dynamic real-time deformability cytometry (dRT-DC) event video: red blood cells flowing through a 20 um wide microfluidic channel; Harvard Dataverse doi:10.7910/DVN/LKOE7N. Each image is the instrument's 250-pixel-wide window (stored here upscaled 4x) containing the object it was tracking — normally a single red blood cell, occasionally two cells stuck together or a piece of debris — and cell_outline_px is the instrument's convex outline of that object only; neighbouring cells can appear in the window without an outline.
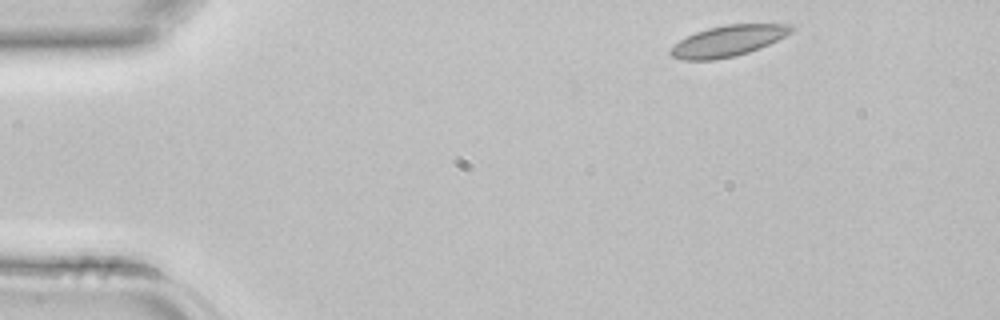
{"species": "common noctule bat (a hibernating species)", "species_latin": "Nyctalus noctula", "temperature_condition": "room temperature", "stored_images_in_passage": 3, "camera_frame_rate_fps": 3000, "um_per_image_px": 0.085, "animal": {"sex": "female", "body_mass_g": 22.7, "forearm_length_mm": 54.2}, "frame": {"image": 1, "passage_image": 1, "time_ms": 0.0, "image_size_px": [1000, 320], "cell_outline_px": [[796, 28], [792, 32], [760, 48], [736, 56], [712, 60], [680, 60], [672, 56], [668, 52], [668, 48], [680, 40], [696, 32], [708, 28], [724, 24], [792, 24]], "centroid_in_image_um": [61.86, 3.48], "position_along_channel_um": 23.1, "area_um2": 21.85}}
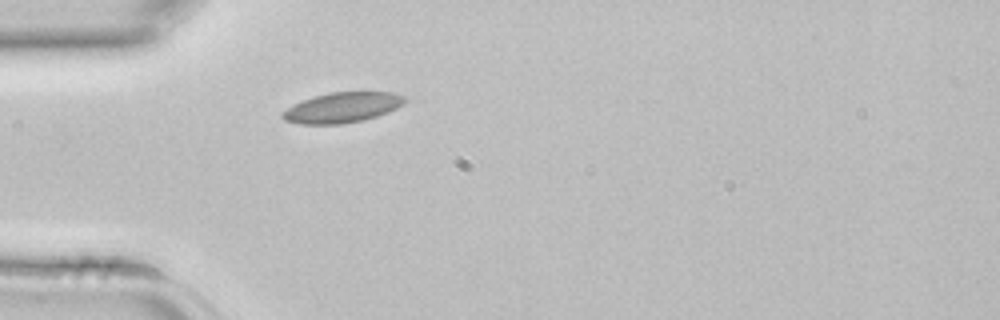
{"frame": {"image": 2, "passage_image": 3, "time_ms": 0.667, "image_size_px": [1000, 320], "cell_outline_px": [[408, 100], [404, 104], [388, 112], [364, 120], [340, 124], [296, 124], [284, 120], [280, 116], [280, 112], [292, 104], [312, 96], [328, 92], [392, 92], [404, 96]], "centroid_in_image_um": [29.04, 9.14], "position_along_channel_um": 56.0, "area_um2": 21.91}}